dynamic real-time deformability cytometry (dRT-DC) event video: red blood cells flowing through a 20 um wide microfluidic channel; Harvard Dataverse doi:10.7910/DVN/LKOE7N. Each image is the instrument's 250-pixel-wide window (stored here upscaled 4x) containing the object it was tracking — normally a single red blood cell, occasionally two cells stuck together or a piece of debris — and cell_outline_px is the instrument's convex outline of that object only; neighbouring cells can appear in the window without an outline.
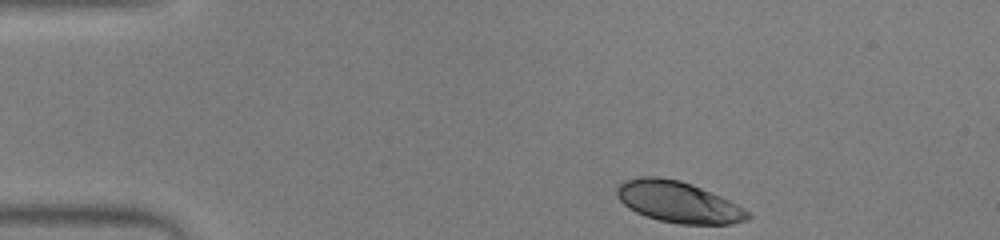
{"species": "human", "species_latin": "Homo sapiens", "temperature_condition": "warm", "stored_images_in_passage": 45, "camera_frame_rate_fps": 3000, "um_per_image_px": 0.085, "donor": {"sex": "male"}, "frame": {"image": 1, "passage_image": 1, "time_ms": 0.0, "image_size_px": [1000, 240], "cell_outline_px": [[752, 216], [748, 220], [732, 224], [680, 224], [660, 220], [644, 216], [628, 208], [616, 196], [616, 188], [624, 180], [640, 176], [660, 176], [680, 180], [692, 184], [720, 196], [736, 204], [748, 212]], "centroid_in_image_um": [57.62, 17.16], "position_along_channel_um": 27.4, "area_um2": 31.5}}
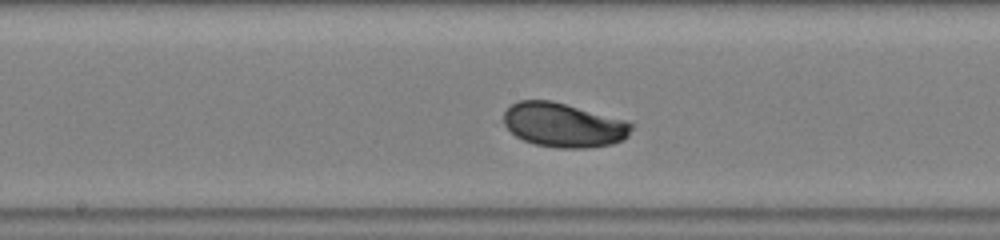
{"frame": {"image": 2, "passage_image": 20, "time_ms": 6.333, "image_size_px": [1000, 240], "cell_outline_px": [[632, 128], [628, 136], [624, 140], [612, 144], [588, 148], [556, 148], [536, 144], [524, 140], [516, 136], [504, 124], [504, 112], [512, 104], [520, 100], [552, 100], [624, 120], [632, 124]], "centroid_in_image_um": [47.9, 10.63], "position_along_channel_um": 200.3, "area_um2": 32.77}}
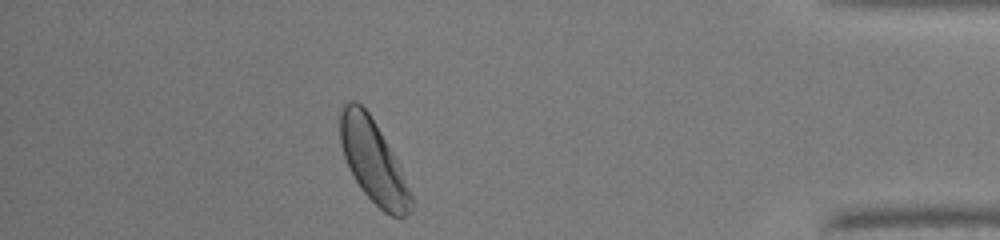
{"frame": {"image": 3, "passage_image": 39, "time_ms": 12.667, "image_size_px": [1000, 240], "cell_outline_px": [[412, 208], [400, 220], [384, 212], [360, 188], [348, 168], [340, 144], [340, 112], [344, 104], [348, 100], [356, 100], [368, 112], [392, 152], [396, 160], [412, 196]], "centroid_in_image_um": [31.69, 13.71], "position_along_channel_um": 403.5, "area_um2": 33.64}, "authors_computed_cell_mechanics": {"area_um2": 32.7726, "velocity_mm_per_s": 3.9005, "shape_relaxation_time_tau1_ms": 2.9782, "shape_relaxation_time_tau2_ms": null, "deformation_change_tau1": 0.1529, "deformation_change_tau2": null}}